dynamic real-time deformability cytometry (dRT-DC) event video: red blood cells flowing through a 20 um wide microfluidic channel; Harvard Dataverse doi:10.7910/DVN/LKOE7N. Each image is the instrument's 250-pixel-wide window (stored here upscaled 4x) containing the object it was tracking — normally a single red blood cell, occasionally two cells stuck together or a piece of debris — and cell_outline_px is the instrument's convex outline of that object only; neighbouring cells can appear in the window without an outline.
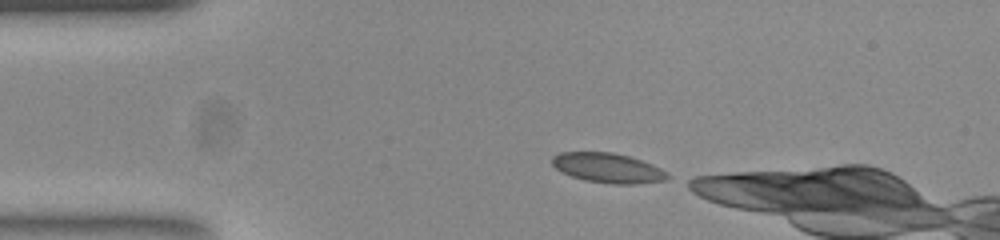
{"species": "common noctule bat (a hibernating species)", "species_latin": "Nyctalus noctula", "temperature_condition": "room temperature", "stored_images_in_passage": 13, "camera_frame_rate_fps": 3000, "um_per_image_px": 0.085, "animal": {"sex": "female", "body_mass_g": 23.0, "forearm_length_mm": 53.4}, "frame": {"image": 1, "passage_image": 1, "time_ms": 0.0, "image_size_px": [1000, 240], "cell_outline_px": [[672, 176], [668, 180], [636, 184], [612, 184], [584, 180], [572, 176], [556, 168], [552, 164], [552, 156], [560, 152], [612, 152], [628, 156], [652, 164], [668, 172]], "centroid_in_image_um": [51.72, 14.28], "position_along_channel_um": 33.3, "area_um2": 20.06}}
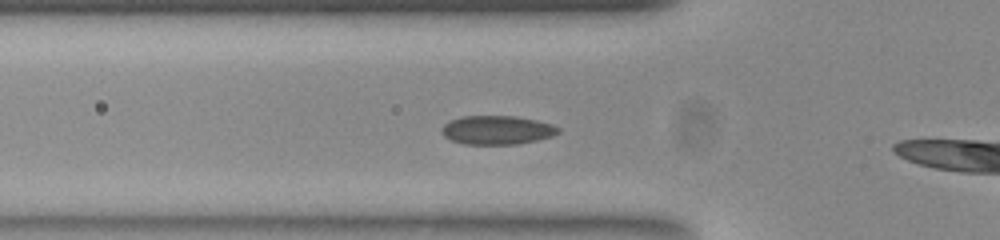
{"frame": {"image": 2, "passage_image": 8, "time_ms": 2.333, "image_size_px": [1000, 240], "cell_outline_px": [[560, 132], [552, 136], [536, 140], [516, 144], [464, 144], [452, 140], [444, 136], [440, 132], [440, 128], [448, 120], [460, 116], [516, 116], [536, 120], [552, 124], [560, 128]], "centroid_in_image_um": [42.21, 11.04], "position_along_channel_um": 83.6, "area_um2": 19.71}}
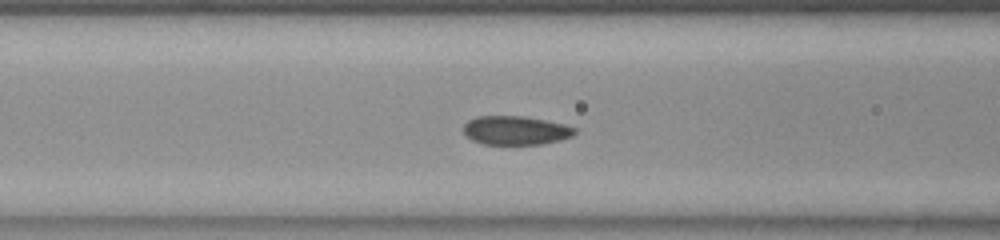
{"frame": {"image": 3, "passage_image": 11, "time_ms": 3.333, "image_size_px": [1000, 240], "cell_outline_px": [[576, 132], [572, 136], [560, 140], [544, 144], [484, 144], [472, 140], [464, 132], [464, 124], [468, 120], [476, 116], [524, 116], [564, 124], [576, 128]], "centroid_in_image_um": [43.84, 11.08], "position_along_channel_um": 122.8, "area_um2": 18.67}}